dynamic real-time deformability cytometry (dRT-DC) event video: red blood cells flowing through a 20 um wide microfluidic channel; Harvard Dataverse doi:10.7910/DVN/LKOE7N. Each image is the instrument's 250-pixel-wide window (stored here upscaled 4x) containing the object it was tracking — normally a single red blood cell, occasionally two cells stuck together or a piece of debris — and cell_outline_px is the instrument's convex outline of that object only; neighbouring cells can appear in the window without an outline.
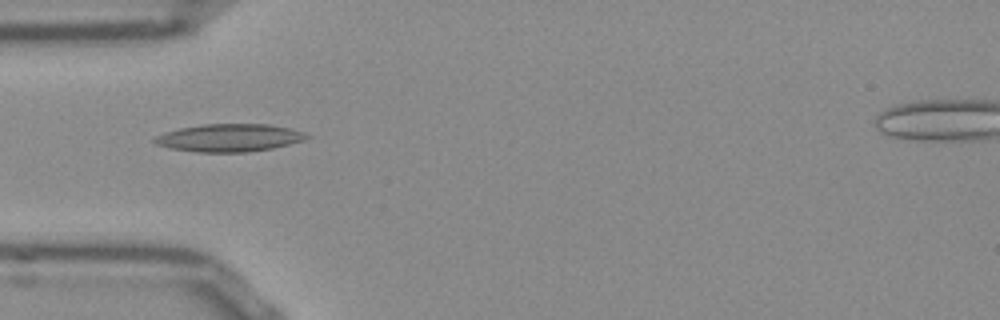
{"species": "Egyptian fruit bat (a non-hibernating species)", "species_latin": "Rousettus aegyptiacus", "temperature_condition": "room temperature", "stored_images_in_passage": 13, "camera_frame_rate_fps": 3000, "um_per_image_px": 0.085, "frame": {"image": 1, "passage_image": 9, "time_ms": 2.667, "image_size_px": [1000, 320], "cell_outline_px": [[312, 136], [304, 140], [272, 148], [248, 152], [196, 152], [172, 148], [156, 144], [152, 140], [156, 136], [180, 128], [204, 124], [268, 124], [288, 128], [304, 132]], "centroid_in_image_um": [19.52, 11.71], "position_along_channel_um": 65.5, "area_um2": 24.33}}
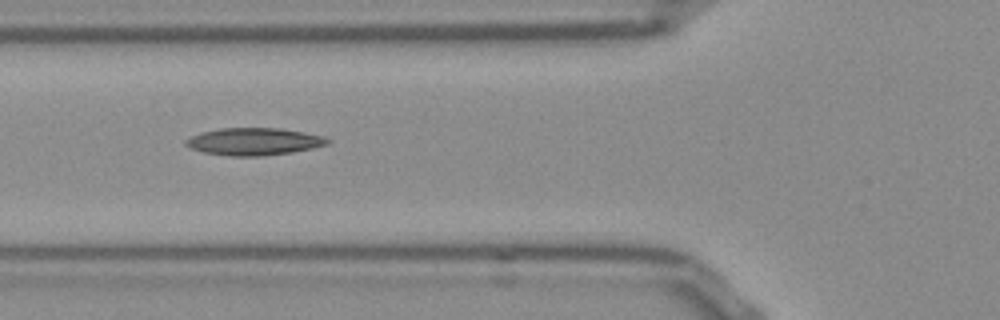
{"frame": {"image": 2, "passage_image": 12, "time_ms": 3.667, "image_size_px": [1000, 320], "cell_outline_px": [[332, 140], [328, 144], [312, 148], [292, 152], [264, 156], [232, 156], [204, 152], [192, 148], [184, 144], [184, 140], [200, 132], [220, 128], [280, 128], [304, 132], [324, 136]], "centroid_in_image_um": [21.6, 12.02], "position_along_channel_um": 104.2, "area_um2": 22.6}}